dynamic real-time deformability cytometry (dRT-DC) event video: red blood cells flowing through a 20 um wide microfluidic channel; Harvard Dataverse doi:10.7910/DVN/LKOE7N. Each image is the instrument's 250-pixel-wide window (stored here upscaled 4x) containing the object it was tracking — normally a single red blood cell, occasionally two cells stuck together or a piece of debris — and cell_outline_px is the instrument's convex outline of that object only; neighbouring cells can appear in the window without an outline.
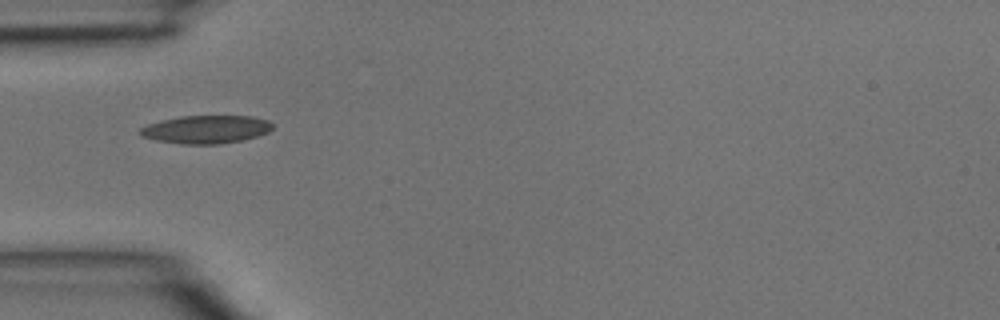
{"species": "common noctule bat (a hibernating species)", "species_latin": "Nyctalus noctula", "temperature_condition": "room temperature", "stored_images_in_passage": 6, "camera_frame_rate_fps": 3000, "um_per_image_px": 0.085, "animal": {"sex": "male", "body_mass_g": 15.6}, "frame": {"image": 1, "passage_image": 5, "time_ms": 1.333, "image_size_px": [1000, 320], "cell_outline_px": [[272, 128], [268, 132], [256, 136], [240, 140], [220, 144], [180, 144], [156, 140], [140, 136], [140, 128], [148, 124], [180, 116], [252, 116], [268, 120], [272, 124]], "centroid_in_image_um": [17.5, 11.0], "position_along_channel_um": 67.5, "area_um2": 21.5}}
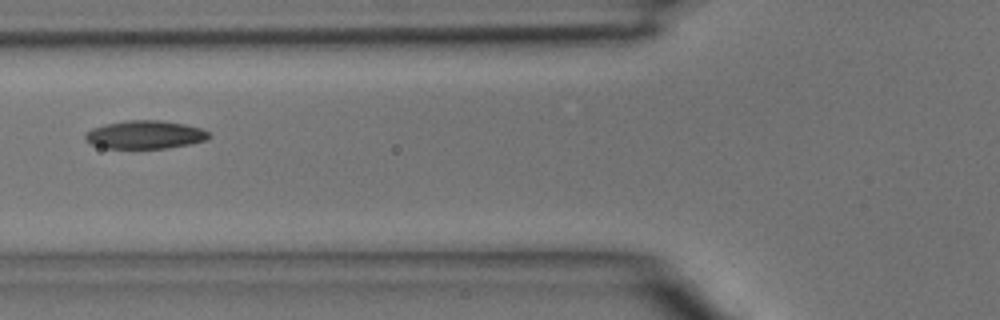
{"frame": {"image": 2, "passage_image": 6, "time_ms": 1.667, "image_size_px": [1000, 320], "cell_outline_px": [[212, 136], [208, 140], [192, 144], [168, 148], [104, 148], [88, 144], [84, 140], [84, 136], [92, 128], [104, 124], [128, 120], [160, 120], [184, 124], [200, 128], [208, 132]], "centroid_in_image_um": [12.33, 11.46], "position_along_channel_um": 113.5, "area_um2": 20.58}}